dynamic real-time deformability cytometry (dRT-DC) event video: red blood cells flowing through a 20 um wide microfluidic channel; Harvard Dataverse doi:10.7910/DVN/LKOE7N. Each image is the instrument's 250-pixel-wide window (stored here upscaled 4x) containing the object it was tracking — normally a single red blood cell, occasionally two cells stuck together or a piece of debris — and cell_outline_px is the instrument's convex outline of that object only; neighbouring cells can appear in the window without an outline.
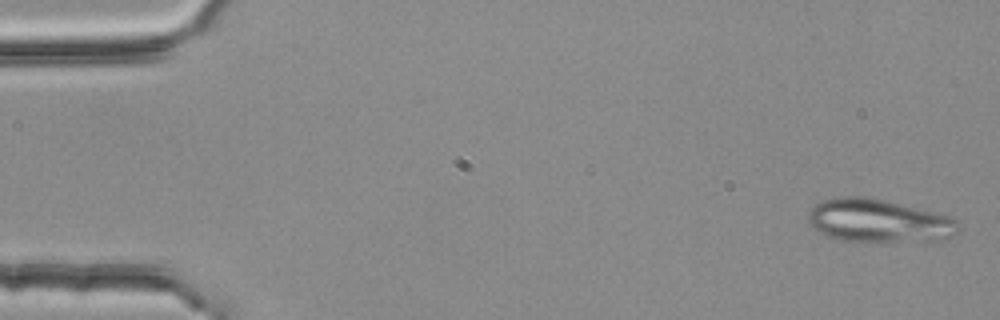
{"species": "common noctule bat (a hibernating species)", "species_latin": "Nyctalus noctula", "temperature_condition": "room temperature", "stored_images_in_passage": 4, "camera_frame_rate_fps": 3000, "um_per_image_px": 0.085, "animal": {"sex": "female", "body_mass_g": 25.1}, "frame": {"image": 1, "passage_image": 1, "time_ms": 0.0, "image_size_px": [1000, 320], "cell_outline_px": [[956, 232], [952, 236], [936, 240], [844, 240], [828, 236], [812, 228], [808, 220], [808, 212], [816, 204], [824, 200], [840, 196], [864, 196], [884, 200], [948, 216], [956, 220]], "centroid_in_image_um": [74.6, 18.74], "position_along_channel_um": 10.4, "area_um2": 36.65}}